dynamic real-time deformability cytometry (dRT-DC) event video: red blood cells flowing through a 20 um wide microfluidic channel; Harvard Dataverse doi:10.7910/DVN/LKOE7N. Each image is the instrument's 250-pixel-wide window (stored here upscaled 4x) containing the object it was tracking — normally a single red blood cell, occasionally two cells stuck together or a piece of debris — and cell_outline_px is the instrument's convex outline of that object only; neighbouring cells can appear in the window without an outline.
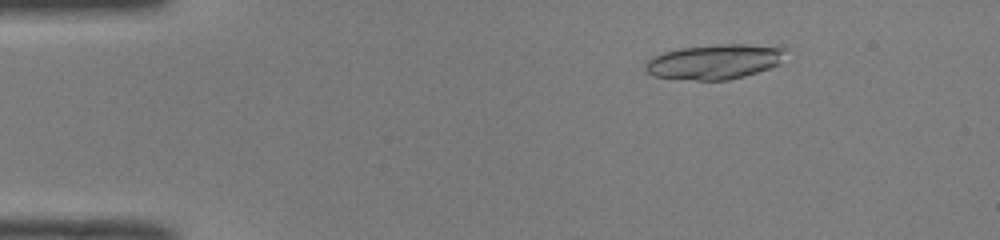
{"species": "common noctule bat (a hibernating species)", "species_latin": "Nyctalus noctula", "temperature_condition": "room temperature", "stored_images_in_passage": 51, "camera_frame_rate_fps": 3000, "um_per_image_px": 0.085, "animal": {"sex": "male", "body_mass_g": 19.0, "forearm_length_mm": 50.8}, "frame": {"image": 1, "passage_image": 8, "time_ms": 2.333, "image_size_px": [1000, 240], "cell_outline_px": [[788, 48], [780, 64], [744, 76], [728, 80], [696, 80], [652, 76], [644, 68], [644, 64], [652, 56], [664, 52], [680, 48], [720, 44], [780, 44]], "centroid_in_image_um": [60.81, 5.22], "position_along_channel_um": 24.2, "area_um2": 28.96}}
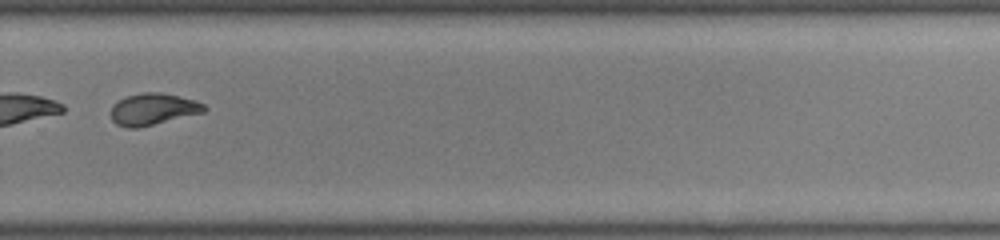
{"frame": {"image": 2, "passage_image": 36, "time_ms": 11.667, "image_size_px": [1000, 240], "cell_outline_px": [[208, 108], [204, 112], [136, 128], [128, 128], [116, 124], [112, 120], [112, 104], [128, 96], [144, 92], [160, 92], [196, 100], [204, 104]], "centroid_in_image_um": [13.02, 9.27], "position_along_channel_um": 316.8, "area_um2": 16.99}}
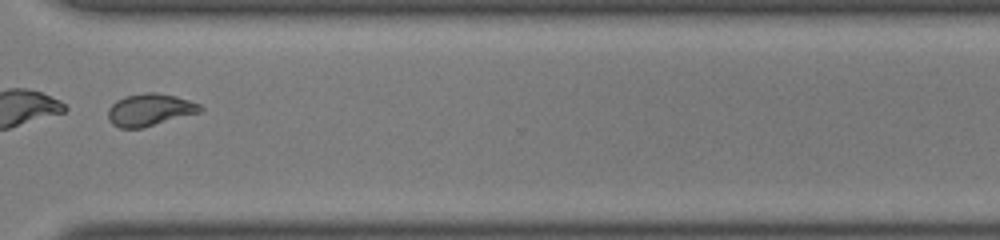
{"frame": {"image": 3, "passage_image": 39, "time_ms": 12.667, "image_size_px": [1000, 240], "cell_outline_px": [[204, 112], [144, 128], [120, 128], [112, 124], [108, 120], [108, 108], [116, 100], [124, 96], [144, 92], [156, 92], [176, 96], [200, 104], [204, 108]], "centroid_in_image_um": [12.77, 9.34], "position_along_channel_um": 357.8, "area_um2": 17.8}, "authors_computed_cell_mechanics": {"area_um2": 28.4376, "velocity_mm_per_s": 4.0264, "shape_relaxation_time_tau1_ms": 5.9003, "shape_relaxation_time_tau2_ms": 2.0854, "deformation_change_tau1": 0.2139, "deformation_change_tau2": 0.0756}}